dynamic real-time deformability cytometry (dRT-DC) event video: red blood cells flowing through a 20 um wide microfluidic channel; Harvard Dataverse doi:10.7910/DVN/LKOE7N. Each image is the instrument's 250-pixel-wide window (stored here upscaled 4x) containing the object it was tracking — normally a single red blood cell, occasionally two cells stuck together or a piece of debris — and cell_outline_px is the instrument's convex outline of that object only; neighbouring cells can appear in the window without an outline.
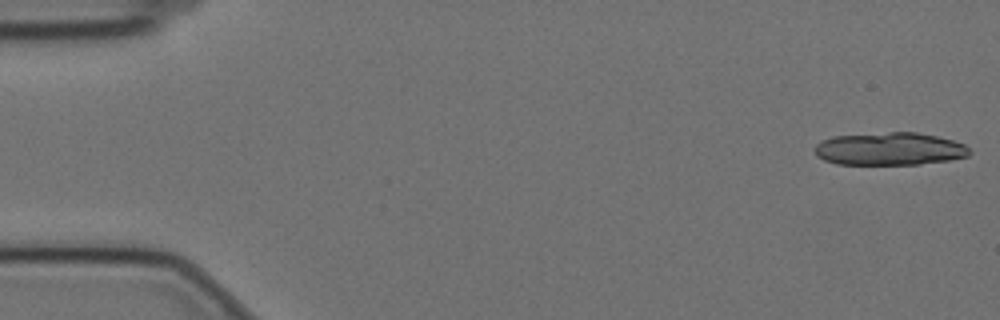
{"species": "Egyptian fruit bat (a non-hibernating species)", "species_latin": "Rousettus aegyptiacus", "temperature_condition": "cold", "stored_images_in_passage": 10, "camera_frame_rate_fps": 3000, "um_per_image_px": 0.085, "animal": {"sex": "female"}, "frame": {"image": 1, "passage_image": 1, "time_ms": 0.0, "image_size_px": [1000, 320], "cell_outline_px": [[972, 152], [968, 156], [948, 160], [920, 164], [836, 164], [824, 160], [816, 156], [812, 148], [820, 140], [832, 136], [888, 132], [916, 132], [936, 136], [952, 140], [964, 144]], "centroid_in_image_um": [75.56, 12.65], "position_along_channel_um": 9.4, "area_um2": 29.77}}